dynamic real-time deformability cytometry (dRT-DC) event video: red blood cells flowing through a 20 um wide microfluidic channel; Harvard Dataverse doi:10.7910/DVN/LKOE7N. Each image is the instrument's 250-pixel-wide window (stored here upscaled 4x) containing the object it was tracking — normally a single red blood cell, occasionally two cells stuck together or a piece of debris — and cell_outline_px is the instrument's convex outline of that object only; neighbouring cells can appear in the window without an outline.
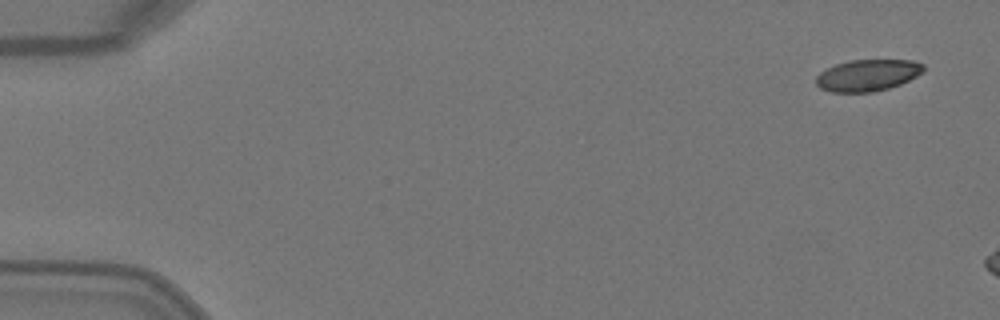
{"species": "Egyptian fruit bat (a non-hibernating species)", "species_latin": "Rousettus aegyptiacus", "temperature_condition": "warm", "stored_images_in_passage": 3, "camera_frame_rate_fps": 3000, "um_per_image_px": 0.085, "animal": {"sex": "female"}, "frame": {"image": 1, "passage_image": 1, "time_ms": 0.0, "image_size_px": [1000, 320], "cell_outline_px": [[924, 68], [916, 76], [900, 84], [888, 88], [872, 92], [832, 92], [820, 88], [816, 84], [816, 76], [820, 72], [836, 64], [852, 60], [912, 60], [924, 64]], "centroid_in_image_um": [73.73, 6.4], "position_along_channel_um": 11.3, "area_um2": 19.59}}